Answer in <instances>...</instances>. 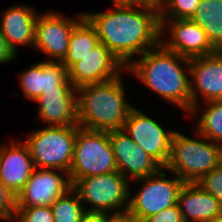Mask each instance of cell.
I'll use <instances>...</instances> for the list:
<instances>
[{"label":"cell","instance_id":"603a6c76","mask_svg":"<svg viewBox=\"0 0 222 222\" xmlns=\"http://www.w3.org/2000/svg\"><path fill=\"white\" fill-rule=\"evenodd\" d=\"M205 109L192 108L188 115L201 114L195 130L208 140L222 146V100L205 102ZM200 113H199V112ZM196 114V115H195Z\"/></svg>","mask_w":222,"mask_h":222},{"label":"cell","instance_id":"8992f818","mask_svg":"<svg viewBox=\"0 0 222 222\" xmlns=\"http://www.w3.org/2000/svg\"><path fill=\"white\" fill-rule=\"evenodd\" d=\"M77 125L46 126L27 135L34 168L56 169L69 173L74 156Z\"/></svg>","mask_w":222,"mask_h":222},{"label":"cell","instance_id":"484cf974","mask_svg":"<svg viewBox=\"0 0 222 222\" xmlns=\"http://www.w3.org/2000/svg\"><path fill=\"white\" fill-rule=\"evenodd\" d=\"M14 222H54L51 206L16 207Z\"/></svg>","mask_w":222,"mask_h":222},{"label":"cell","instance_id":"ffe728a7","mask_svg":"<svg viewBox=\"0 0 222 222\" xmlns=\"http://www.w3.org/2000/svg\"><path fill=\"white\" fill-rule=\"evenodd\" d=\"M177 205L184 222H207L222 214L219 201L196 182L183 185Z\"/></svg>","mask_w":222,"mask_h":222},{"label":"cell","instance_id":"e0dca14e","mask_svg":"<svg viewBox=\"0 0 222 222\" xmlns=\"http://www.w3.org/2000/svg\"><path fill=\"white\" fill-rule=\"evenodd\" d=\"M19 141L0 146V181L15 196L35 169L27 144Z\"/></svg>","mask_w":222,"mask_h":222},{"label":"cell","instance_id":"4dcf8cb0","mask_svg":"<svg viewBox=\"0 0 222 222\" xmlns=\"http://www.w3.org/2000/svg\"><path fill=\"white\" fill-rule=\"evenodd\" d=\"M111 216L105 212H86L79 222H107Z\"/></svg>","mask_w":222,"mask_h":222},{"label":"cell","instance_id":"9c48e42d","mask_svg":"<svg viewBox=\"0 0 222 222\" xmlns=\"http://www.w3.org/2000/svg\"><path fill=\"white\" fill-rule=\"evenodd\" d=\"M84 18V13L68 18L60 12L48 11L38 14L35 22L34 49L47 55V60L62 62L68 53L71 33Z\"/></svg>","mask_w":222,"mask_h":222},{"label":"cell","instance_id":"83f0119b","mask_svg":"<svg viewBox=\"0 0 222 222\" xmlns=\"http://www.w3.org/2000/svg\"><path fill=\"white\" fill-rule=\"evenodd\" d=\"M16 214V196L0 181V220L12 221Z\"/></svg>","mask_w":222,"mask_h":222},{"label":"cell","instance_id":"f1b7e54d","mask_svg":"<svg viewBox=\"0 0 222 222\" xmlns=\"http://www.w3.org/2000/svg\"><path fill=\"white\" fill-rule=\"evenodd\" d=\"M143 222H184V220L178 205H174L146 218Z\"/></svg>","mask_w":222,"mask_h":222},{"label":"cell","instance_id":"8fae6325","mask_svg":"<svg viewBox=\"0 0 222 222\" xmlns=\"http://www.w3.org/2000/svg\"><path fill=\"white\" fill-rule=\"evenodd\" d=\"M160 43L168 50L187 57H199L217 50L209 42L206 32L191 19H159ZM169 27H168V25ZM168 28L169 31L167 30ZM170 34L166 40L163 33Z\"/></svg>","mask_w":222,"mask_h":222},{"label":"cell","instance_id":"4316f807","mask_svg":"<svg viewBox=\"0 0 222 222\" xmlns=\"http://www.w3.org/2000/svg\"><path fill=\"white\" fill-rule=\"evenodd\" d=\"M204 191L212 194L222 208V163L196 182Z\"/></svg>","mask_w":222,"mask_h":222},{"label":"cell","instance_id":"ac0fdd59","mask_svg":"<svg viewBox=\"0 0 222 222\" xmlns=\"http://www.w3.org/2000/svg\"><path fill=\"white\" fill-rule=\"evenodd\" d=\"M34 101L40 103L37 119L48 126L78 125L77 90L43 91Z\"/></svg>","mask_w":222,"mask_h":222},{"label":"cell","instance_id":"30bf717a","mask_svg":"<svg viewBox=\"0 0 222 222\" xmlns=\"http://www.w3.org/2000/svg\"><path fill=\"white\" fill-rule=\"evenodd\" d=\"M124 132L153 157L163 168L171 153V141L175 131L165 130L160 123L135 107L123 126Z\"/></svg>","mask_w":222,"mask_h":222},{"label":"cell","instance_id":"4fadbf2b","mask_svg":"<svg viewBox=\"0 0 222 222\" xmlns=\"http://www.w3.org/2000/svg\"><path fill=\"white\" fill-rule=\"evenodd\" d=\"M70 188L72 183L68 172L35 168L22 191L16 196V207L51 206Z\"/></svg>","mask_w":222,"mask_h":222},{"label":"cell","instance_id":"7a4b0ae2","mask_svg":"<svg viewBox=\"0 0 222 222\" xmlns=\"http://www.w3.org/2000/svg\"><path fill=\"white\" fill-rule=\"evenodd\" d=\"M189 67V58L168 50L159 43L134 59L125 71L136 76L147 88L164 100L189 113L191 111Z\"/></svg>","mask_w":222,"mask_h":222},{"label":"cell","instance_id":"44dd1931","mask_svg":"<svg viewBox=\"0 0 222 222\" xmlns=\"http://www.w3.org/2000/svg\"><path fill=\"white\" fill-rule=\"evenodd\" d=\"M191 20L203 28L217 51L222 50V0H200Z\"/></svg>","mask_w":222,"mask_h":222},{"label":"cell","instance_id":"277c9868","mask_svg":"<svg viewBox=\"0 0 222 222\" xmlns=\"http://www.w3.org/2000/svg\"><path fill=\"white\" fill-rule=\"evenodd\" d=\"M194 131L196 139L179 131L174 132L169 161L164 168L185 183L197 182L222 163V146Z\"/></svg>","mask_w":222,"mask_h":222},{"label":"cell","instance_id":"e575fe53","mask_svg":"<svg viewBox=\"0 0 222 222\" xmlns=\"http://www.w3.org/2000/svg\"><path fill=\"white\" fill-rule=\"evenodd\" d=\"M113 2L114 1H123V2H130L131 0H112Z\"/></svg>","mask_w":222,"mask_h":222},{"label":"cell","instance_id":"5bb4252c","mask_svg":"<svg viewBox=\"0 0 222 222\" xmlns=\"http://www.w3.org/2000/svg\"><path fill=\"white\" fill-rule=\"evenodd\" d=\"M118 171L130 182L157 174L163 167L124 130L108 131Z\"/></svg>","mask_w":222,"mask_h":222},{"label":"cell","instance_id":"9a60e30c","mask_svg":"<svg viewBox=\"0 0 222 222\" xmlns=\"http://www.w3.org/2000/svg\"><path fill=\"white\" fill-rule=\"evenodd\" d=\"M189 76L191 109L199 107V96L203 102L222 100V50L190 58Z\"/></svg>","mask_w":222,"mask_h":222},{"label":"cell","instance_id":"ba28073f","mask_svg":"<svg viewBox=\"0 0 222 222\" xmlns=\"http://www.w3.org/2000/svg\"><path fill=\"white\" fill-rule=\"evenodd\" d=\"M164 170L162 168L157 174L133 180L135 183H143L137 193L129 197L126 212L136 222H143L146 218L177 205L178 194L185 182L175 173L172 174L173 178L168 179Z\"/></svg>","mask_w":222,"mask_h":222},{"label":"cell","instance_id":"3957f363","mask_svg":"<svg viewBox=\"0 0 222 222\" xmlns=\"http://www.w3.org/2000/svg\"><path fill=\"white\" fill-rule=\"evenodd\" d=\"M122 75L77 89V122L87 130H122L134 107L125 99Z\"/></svg>","mask_w":222,"mask_h":222},{"label":"cell","instance_id":"d6986e66","mask_svg":"<svg viewBox=\"0 0 222 222\" xmlns=\"http://www.w3.org/2000/svg\"><path fill=\"white\" fill-rule=\"evenodd\" d=\"M37 11L26 5L8 8L2 14L0 31L17 55L18 46H34Z\"/></svg>","mask_w":222,"mask_h":222},{"label":"cell","instance_id":"d6a6232c","mask_svg":"<svg viewBox=\"0 0 222 222\" xmlns=\"http://www.w3.org/2000/svg\"><path fill=\"white\" fill-rule=\"evenodd\" d=\"M107 222H136L132 217L127 214L112 215Z\"/></svg>","mask_w":222,"mask_h":222},{"label":"cell","instance_id":"836d02e7","mask_svg":"<svg viewBox=\"0 0 222 222\" xmlns=\"http://www.w3.org/2000/svg\"><path fill=\"white\" fill-rule=\"evenodd\" d=\"M207 222H222V214L218 215L217 217H215Z\"/></svg>","mask_w":222,"mask_h":222},{"label":"cell","instance_id":"2e32d148","mask_svg":"<svg viewBox=\"0 0 222 222\" xmlns=\"http://www.w3.org/2000/svg\"><path fill=\"white\" fill-rule=\"evenodd\" d=\"M23 95L34 101L43 91L77 90L68 79V69L61 62L40 61L19 75Z\"/></svg>","mask_w":222,"mask_h":222},{"label":"cell","instance_id":"f546056e","mask_svg":"<svg viewBox=\"0 0 222 222\" xmlns=\"http://www.w3.org/2000/svg\"><path fill=\"white\" fill-rule=\"evenodd\" d=\"M17 58L0 31V64L8 63Z\"/></svg>","mask_w":222,"mask_h":222},{"label":"cell","instance_id":"1f68e13d","mask_svg":"<svg viewBox=\"0 0 222 222\" xmlns=\"http://www.w3.org/2000/svg\"><path fill=\"white\" fill-rule=\"evenodd\" d=\"M169 0H131L130 2L150 7L160 12Z\"/></svg>","mask_w":222,"mask_h":222},{"label":"cell","instance_id":"5b68a950","mask_svg":"<svg viewBox=\"0 0 222 222\" xmlns=\"http://www.w3.org/2000/svg\"><path fill=\"white\" fill-rule=\"evenodd\" d=\"M132 182L119 171L83 177L72 183L83 205L91 207L86 212H105L111 215L126 214Z\"/></svg>","mask_w":222,"mask_h":222},{"label":"cell","instance_id":"52a82bcc","mask_svg":"<svg viewBox=\"0 0 222 222\" xmlns=\"http://www.w3.org/2000/svg\"><path fill=\"white\" fill-rule=\"evenodd\" d=\"M114 171L118 169L108 132L87 130L77 125L74 156L69 170L71 183L83 177Z\"/></svg>","mask_w":222,"mask_h":222},{"label":"cell","instance_id":"7402d4cb","mask_svg":"<svg viewBox=\"0 0 222 222\" xmlns=\"http://www.w3.org/2000/svg\"><path fill=\"white\" fill-rule=\"evenodd\" d=\"M95 28L84 17L73 29L70 37L68 53L61 62L67 69L82 60L99 43Z\"/></svg>","mask_w":222,"mask_h":222},{"label":"cell","instance_id":"7c38bea8","mask_svg":"<svg viewBox=\"0 0 222 222\" xmlns=\"http://www.w3.org/2000/svg\"><path fill=\"white\" fill-rule=\"evenodd\" d=\"M125 69L122 62L104 44L99 42L82 57V60L68 69V79L78 89L88 84L114 79L121 75Z\"/></svg>","mask_w":222,"mask_h":222},{"label":"cell","instance_id":"d4e9b609","mask_svg":"<svg viewBox=\"0 0 222 222\" xmlns=\"http://www.w3.org/2000/svg\"><path fill=\"white\" fill-rule=\"evenodd\" d=\"M200 0H169L159 12V19H191Z\"/></svg>","mask_w":222,"mask_h":222},{"label":"cell","instance_id":"cb8c5ba5","mask_svg":"<svg viewBox=\"0 0 222 222\" xmlns=\"http://www.w3.org/2000/svg\"><path fill=\"white\" fill-rule=\"evenodd\" d=\"M51 209L54 222H79L86 213L87 205L84 206L77 192L70 188L56 199Z\"/></svg>","mask_w":222,"mask_h":222},{"label":"cell","instance_id":"6da1fadb","mask_svg":"<svg viewBox=\"0 0 222 222\" xmlns=\"http://www.w3.org/2000/svg\"><path fill=\"white\" fill-rule=\"evenodd\" d=\"M113 9L83 12L99 41L127 67L160 43L159 12L133 2L114 1Z\"/></svg>","mask_w":222,"mask_h":222}]
</instances>
